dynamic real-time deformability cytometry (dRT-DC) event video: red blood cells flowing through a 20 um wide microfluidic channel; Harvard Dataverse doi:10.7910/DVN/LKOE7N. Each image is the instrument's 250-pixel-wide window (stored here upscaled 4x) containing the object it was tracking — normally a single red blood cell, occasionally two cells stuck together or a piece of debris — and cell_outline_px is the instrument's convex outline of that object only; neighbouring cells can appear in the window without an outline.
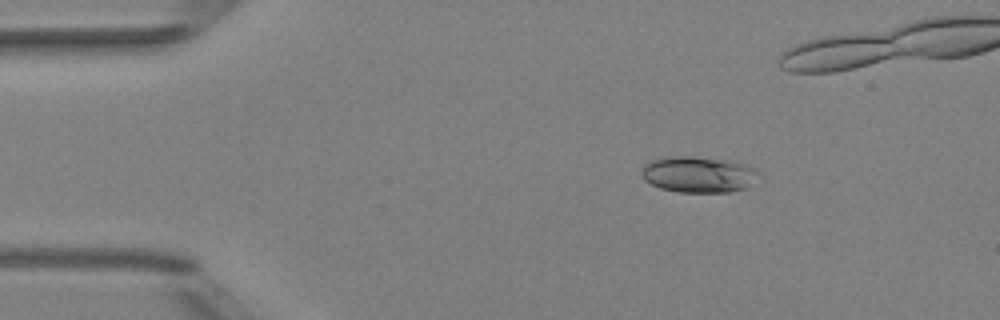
{"species": "Egyptian fruit bat (a non-hibernating species)", "species_latin": "Rousettus aegyptiacus", "temperature_condition": "room temperature", "stored_images_in_passage": 6, "camera_frame_rate_fps": 3000, "um_per_image_px": 0.085, "animal": {"sex": "female"}, "frame": {"image": 1, "passage_image": 3, "time_ms": 2.333, "image_size_px": [1000, 320], "cell_outline_px": [[756, 172], [744, 188], [728, 192], [676, 192], [660, 188], [644, 180], [640, 172], [644, 164], [652, 160], [664, 156], [692, 156], [724, 160], [744, 164], [752, 168]], "centroid_in_image_um": [59.21, 14.82], "position_along_channel_um": 25.8, "area_um2": 24.1}}